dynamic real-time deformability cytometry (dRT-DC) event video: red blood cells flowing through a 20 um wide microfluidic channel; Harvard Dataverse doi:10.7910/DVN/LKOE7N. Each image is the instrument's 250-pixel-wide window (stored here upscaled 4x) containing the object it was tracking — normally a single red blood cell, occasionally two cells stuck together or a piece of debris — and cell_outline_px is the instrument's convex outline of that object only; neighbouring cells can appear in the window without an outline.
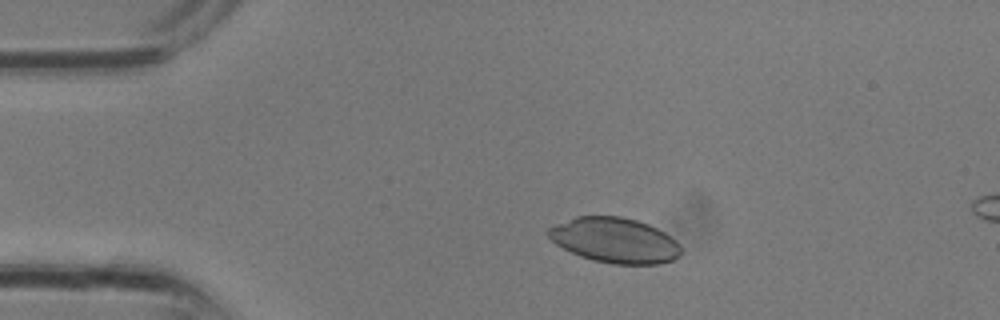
{"species": "common noctule bat (a hibernating species)", "species_latin": "Nyctalus noctula", "temperature_condition": "room temperature", "stored_images_in_passage": 9, "camera_frame_rate_fps": 3000, "um_per_image_px": 0.085, "animal": {"sex": "male", "body_mass_g": 13.3}, "frame": {"image": 1, "passage_image": 4, "time_ms": 1.0, "image_size_px": [1000, 320], "cell_outline_px": [[684, 252], [680, 256], [672, 260], [656, 264], [612, 264], [592, 260], [580, 256], [556, 244], [548, 236], [548, 228], [556, 224], [576, 216], [620, 216], [636, 220], [648, 224], [664, 232], [676, 240], [680, 244]], "centroid_in_image_um": [52.29, 20.43], "position_along_channel_um": 32.7, "area_um2": 34.97}}